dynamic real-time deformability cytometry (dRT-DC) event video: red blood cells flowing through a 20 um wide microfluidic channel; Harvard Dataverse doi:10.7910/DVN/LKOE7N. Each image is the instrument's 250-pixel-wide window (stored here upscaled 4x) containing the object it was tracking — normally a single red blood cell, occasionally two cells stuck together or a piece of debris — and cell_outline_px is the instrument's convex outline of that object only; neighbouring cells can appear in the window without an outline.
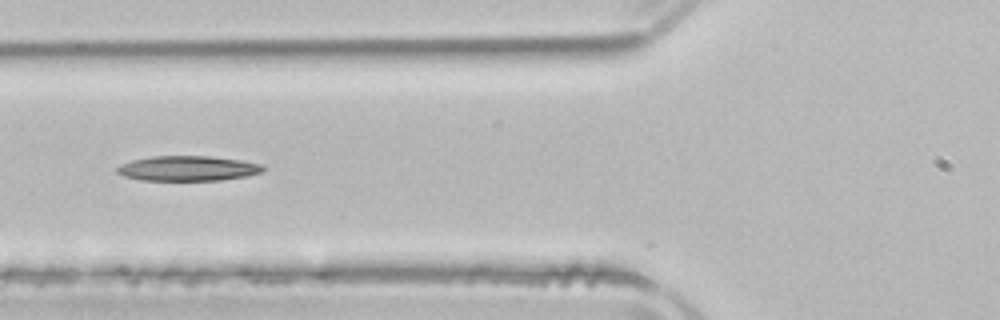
{"species": "common noctule bat (a hibernating species)", "species_latin": "Nyctalus noctula", "temperature_condition": "room temperature", "stored_images_in_passage": 51, "camera_frame_rate_fps": 3000, "um_per_image_px": 0.085, "animal": {"sex": "male", "body_mass_g": 21.5, "forearm_length_mm": 52.0}, "frame": {"image": 1, "passage_image": 19, "time_ms": 6.0, "image_size_px": [1000, 320], "cell_outline_px": [[264, 168], [260, 172], [248, 176], [220, 180], [140, 180], [124, 176], [116, 172], [116, 168], [120, 164], [132, 160], [152, 156], [208, 156], [240, 160], [264, 164]], "centroid_in_image_um": [15.95, 14.31], "position_along_channel_um": 109.9, "area_um2": 21.27}}
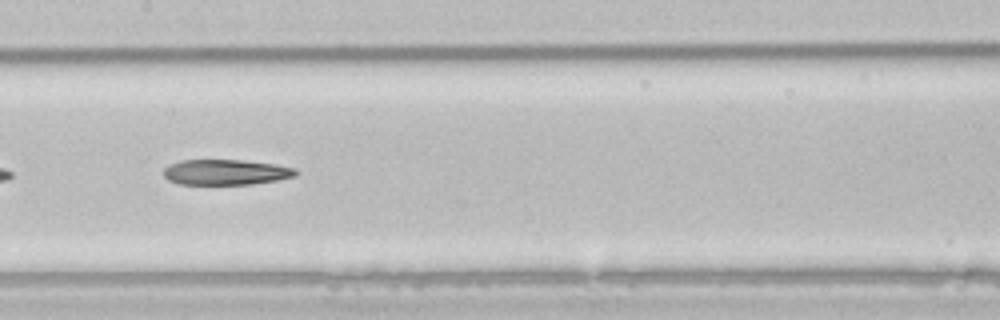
{"frame": {"image": 2, "passage_image": 25, "time_ms": 8.0, "image_size_px": [1000, 320], "cell_outline_px": [[300, 172], [296, 176], [276, 180], [252, 184], [180, 184], [168, 180], [164, 176], [164, 168], [168, 164], [180, 160], [240, 160], [276, 164], [296, 168]], "centroid_in_image_um": [19.21, 14.63], "position_along_channel_um": 188.2, "area_um2": 19.71}}
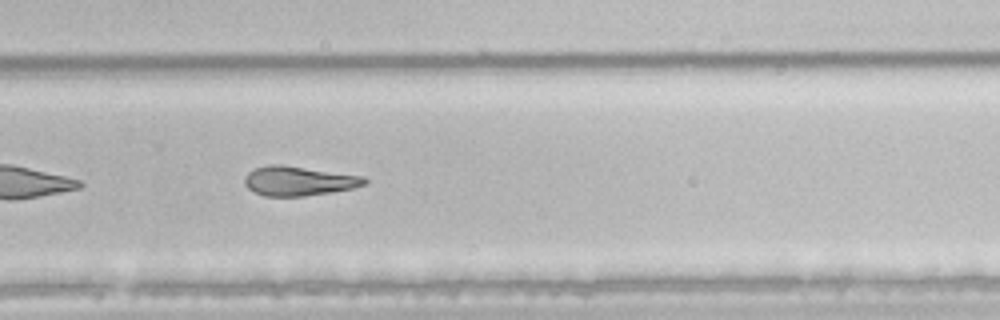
{"frame": {"image": 3, "passage_image": 34, "time_ms": 11.0, "image_size_px": [1000, 320], "cell_outline_px": [[368, 184], [352, 188], [304, 196], [264, 196], [248, 188], [244, 184], [244, 176], [248, 172], [256, 168], [268, 164], [280, 164], [364, 176], [368, 180]], "centroid_in_image_um": [25.38, 15.37], "position_along_channel_um": 304.4, "area_um2": 20.52}}